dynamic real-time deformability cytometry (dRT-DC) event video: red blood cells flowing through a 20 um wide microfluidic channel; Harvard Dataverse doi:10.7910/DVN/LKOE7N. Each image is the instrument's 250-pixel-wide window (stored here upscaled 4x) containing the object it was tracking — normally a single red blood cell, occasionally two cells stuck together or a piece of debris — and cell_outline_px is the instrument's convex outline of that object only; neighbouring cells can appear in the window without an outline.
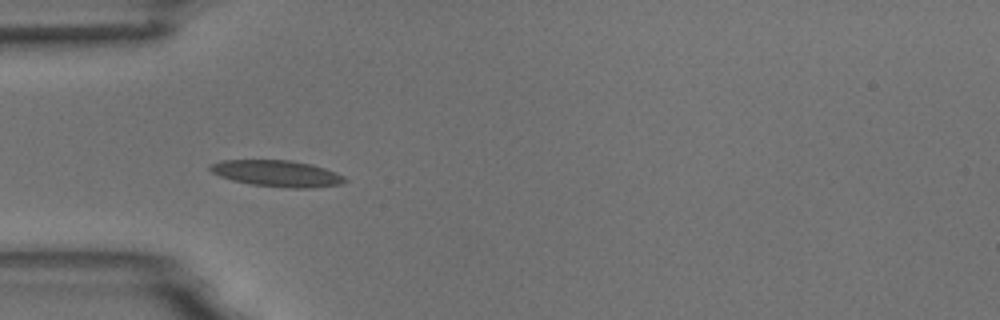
{"species": "common noctule bat (a hibernating species)", "species_latin": "Nyctalus noctula", "temperature_condition": "room temperature", "stored_images_in_passage": 2, "camera_frame_rate_fps": 3000, "um_per_image_px": 0.085, "animal": {"sex": "male", "body_mass_g": 18.8}, "frame": {"image": 1, "passage_image": 1, "time_ms": 0.0, "image_size_px": [1000, 320], "cell_outline_px": [[348, 180], [344, 184], [312, 188], [284, 188], [252, 184], [232, 180], [220, 176], [212, 172], [208, 168], [212, 164], [220, 160], [292, 160], [312, 164], [336, 172], [344, 176]], "centroid_in_image_um": [23.6, 14.75], "position_along_channel_um": 61.4, "area_um2": 20.87}}